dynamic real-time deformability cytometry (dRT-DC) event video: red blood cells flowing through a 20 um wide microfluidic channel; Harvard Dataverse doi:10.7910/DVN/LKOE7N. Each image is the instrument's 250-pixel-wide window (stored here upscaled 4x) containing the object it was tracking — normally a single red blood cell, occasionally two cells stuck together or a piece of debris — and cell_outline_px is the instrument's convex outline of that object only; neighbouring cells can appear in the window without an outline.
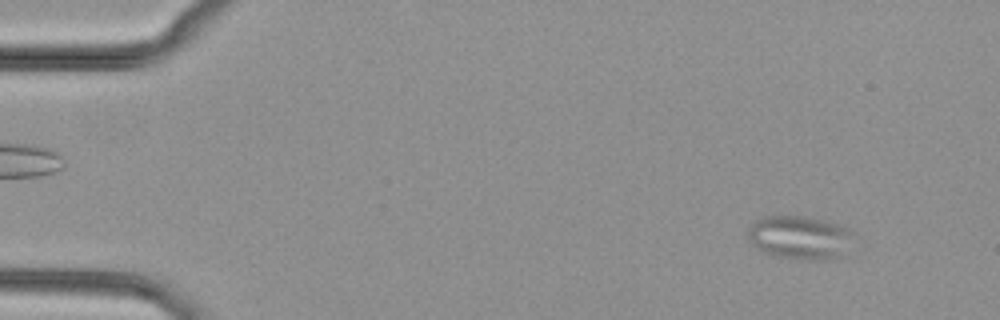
{"species": "common noctule bat (a hibernating species)", "species_latin": "Nyctalus noctula", "temperature_condition": "cold", "stored_images_in_passage": 52, "segment_of_instrument_passage": [1, 2], "camera_frame_rate_fps": 3000, "um_per_image_px": 0.085, "animal": {"sex": "female", "body_mass_g": 29.2, "forearm_length_mm": 56.3}, "frame": {"image": 1, "passage_image": 5, "time_ms": 1.333, "image_size_px": [1000, 320], "cell_outline_px": [[852, 232], [836, 256], [828, 260], [808, 260], [776, 256], [764, 252], [752, 244], [748, 240], [748, 228], [756, 220], [764, 216], [808, 216], [840, 224]], "centroid_in_image_um": [67.85, 20.15], "position_along_channel_um": 17.1, "area_um2": 26.01}}
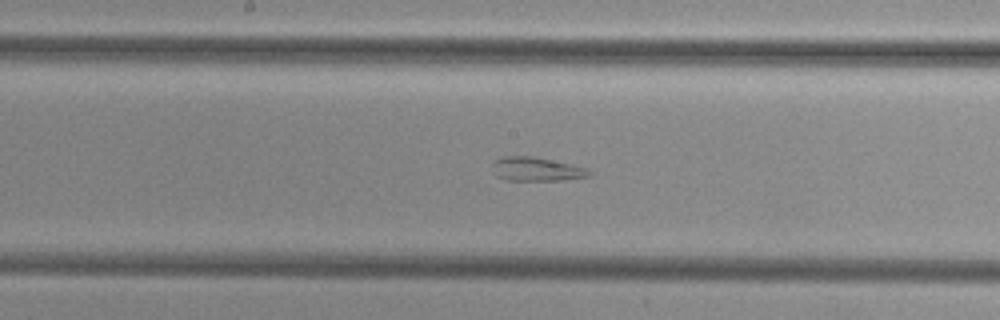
{"frame": {"image": 2, "passage_image": 27, "time_ms": 8.667, "image_size_px": [1000, 320], "cell_outline_px": [[592, 176], [564, 180], [508, 180], [496, 176], [492, 172], [492, 164], [500, 156], [532, 156], [552, 160], [588, 168], [592, 172]], "centroid_in_image_um": [45.6, 14.38], "position_along_channel_um": 202.6, "area_um2": 13.58}}
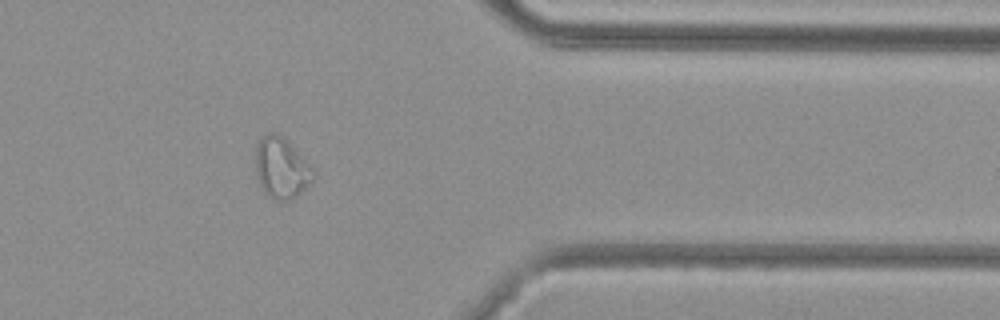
{"frame": {"image": 3, "passage_image": 42, "time_ms": 13.667, "image_size_px": [1000, 320], "cell_outline_px": [[316, 176], [312, 184], [292, 200], [272, 200], [264, 192], [260, 184], [256, 172], [256, 144], [260, 136], [268, 132], [276, 132], [316, 172]], "centroid_in_image_um": [23.91, 14.33], "position_along_channel_um": 387.5, "area_um2": 20.4}}